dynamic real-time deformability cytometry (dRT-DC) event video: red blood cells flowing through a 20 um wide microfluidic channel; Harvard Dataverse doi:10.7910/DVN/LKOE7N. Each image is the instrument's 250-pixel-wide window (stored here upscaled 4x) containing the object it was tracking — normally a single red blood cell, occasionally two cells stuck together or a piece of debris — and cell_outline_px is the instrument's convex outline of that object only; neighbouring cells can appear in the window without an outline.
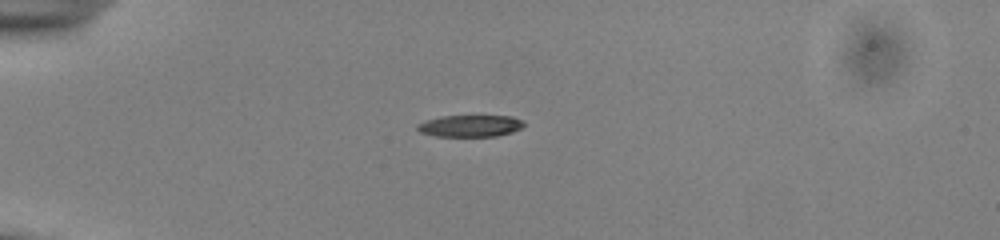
{"species": "common noctule bat (a hibernating species)", "species_latin": "Nyctalus noctula", "temperature_condition": "cold", "stored_images_in_passage": 40, "camera_frame_rate_fps": 3000, "um_per_image_px": 0.085, "animal": {"sex": "male", "body_mass_g": 13.0, "forearm_length_mm": 53.1}, "frame": {"image": 1, "passage_image": 1, "time_ms": 0.0, "image_size_px": [1000, 240], "cell_outline_px": [[524, 124], [520, 128], [512, 132], [496, 136], [436, 136], [420, 132], [416, 128], [416, 124], [424, 120], [440, 116], [512, 116], [524, 120]], "centroid_in_image_um": [39.94, 10.69], "position_along_channel_um": 45.1, "area_um2": 13.58}}
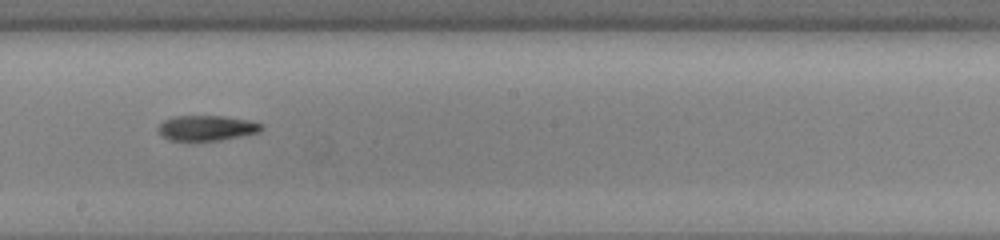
{"frame": {"image": 2, "passage_image": 18, "time_ms": 5.667, "image_size_px": [1000, 240], "cell_outline_px": [[264, 128], [260, 132], [220, 140], [168, 140], [160, 132], [160, 124], [164, 120], [172, 116], [224, 116], [248, 120], [264, 124]], "centroid_in_image_um": [17.62, 10.87], "position_along_channel_um": 230.6, "area_um2": 15.03}}
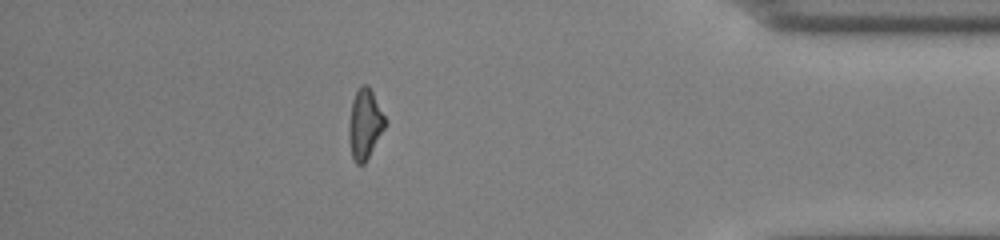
{"frame": {"image": 3, "passage_image": 34, "time_ms": 11.0, "image_size_px": [1000, 240], "cell_outline_px": [[388, 120], [384, 128], [364, 164], [356, 164], [352, 156], [348, 140], [348, 124], [352, 100], [360, 84], [368, 84]], "centroid_in_image_um": [31.0, 10.51], "position_along_channel_um": 404.2, "area_um2": 14.91}, "authors_computed_cell_mechanics": {"area_um2": 15.1147, "velocity_mm_per_s": 3.8863, "shape_relaxation_time_tau1_ms": 9.4979, "shape_relaxation_time_tau2_ms": 11.0325, "deformation_change_tau1": 0.2562, "deformation_change_tau2": 0.2676}}